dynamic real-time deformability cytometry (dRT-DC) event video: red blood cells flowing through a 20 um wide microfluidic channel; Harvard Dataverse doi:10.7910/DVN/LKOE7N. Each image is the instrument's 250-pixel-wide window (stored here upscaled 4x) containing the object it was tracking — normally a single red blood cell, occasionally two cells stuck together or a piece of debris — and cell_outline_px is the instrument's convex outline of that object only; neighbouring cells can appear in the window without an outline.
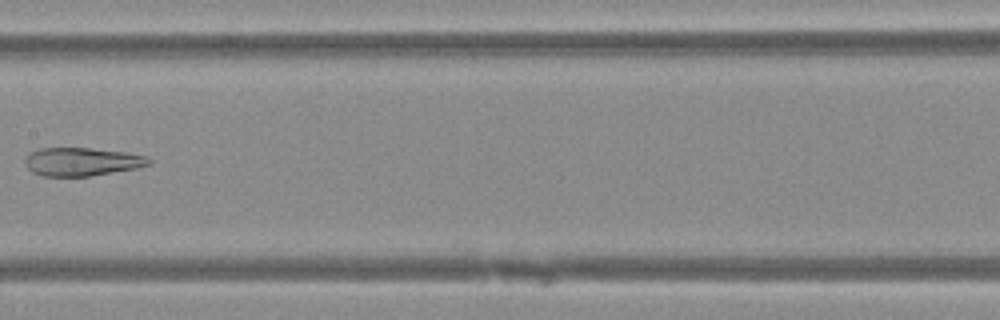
{"species": "Egyptian fruit bat (a non-hibernating species)", "species_latin": "Rousettus aegyptiacus", "temperature_condition": "warm", "stored_images_in_passage": 7, "camera_frame_rate_fps": 3000, "um_per_image_px": 0.085, "animal": {"sex": "female"}, "frame": {"image": 1, "passage_image": 7, "time_ms": 2.0, "image_size_px": [1000, 320], "cell_outline_px": [[152, 164], [136, 168], [88, 176], [40, 176], [32, 172], [24, 164], [24, 160], [32, 152], [40, 148], [92, 148], [124, 152], [148, 156], [152, 160]], "centroid_in_image_um": [6.97, 13.74], "position_along_channel_um": 200.4, "area_um2": 20.4}}